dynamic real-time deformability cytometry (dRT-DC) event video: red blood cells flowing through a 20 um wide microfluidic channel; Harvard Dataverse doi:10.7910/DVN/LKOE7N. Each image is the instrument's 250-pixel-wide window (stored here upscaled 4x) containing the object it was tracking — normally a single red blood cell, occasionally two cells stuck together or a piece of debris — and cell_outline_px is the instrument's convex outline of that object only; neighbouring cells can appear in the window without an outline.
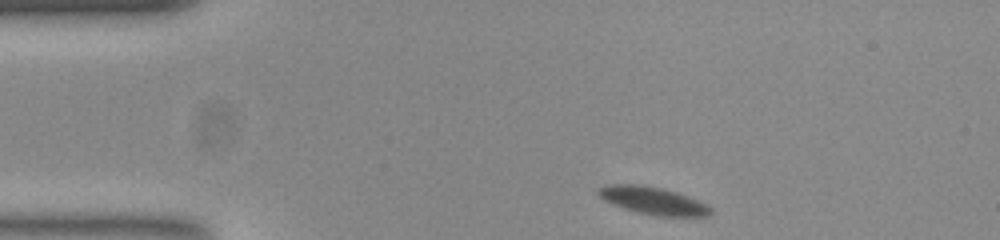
{"species": "common noctule bat (a hibernating species)", "species_latin": "Nyctalus noctula", "temperature_condition": "room temperature", "stored_images_in_passage": 47, "camera_frame_rate_fps": 3000, "um_per_image_px": 0.085, "animal": {"sex": "female", "body_mass_g": 23.0, "forearm_length_mm": 53.4}, "frame": {"image": 1, "passage_image": 1, "time_ms": 0.0, "image_size_px": [1000, 240], "cell_outline_px": [[712, 212], [704, 216], [664, 216], [640, 212], [616, 204], [600, 196], [600, 188], [616, 184], [632, 184], [656, 188], [672, 192], [684, 196], [704, 204]], "centroid_in_image_um": [55.53, 17.07], "position_along_channel_um": 29.5, "area_um2": 16.36}}
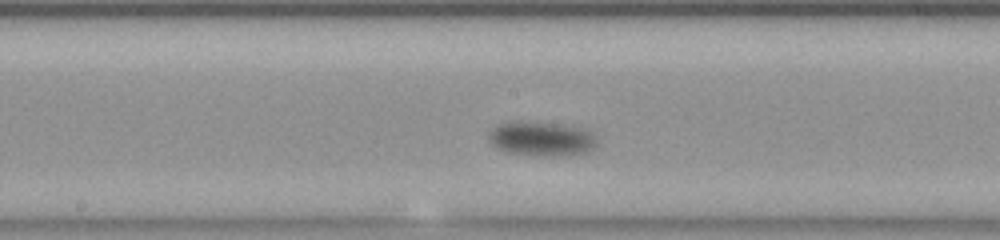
{"frame": {"image": 2, "passage_image": 20, "time_ms": 6.333, "image_size_px": [1000, 240], "cell_outline_px": [[596, 144], [592, 148], [584, 152], [564, 156], [544, 156], [508, 152], [492, 144], [488, 136], [488, 132], [492, 128], [500, 124], [548, 124], [580, 128], [592, 132], [596, 140]], "centroid_in_image_um": [46.05, 11.85], "position_along_channel_um": 202.2, "area_um2": 20.52}}
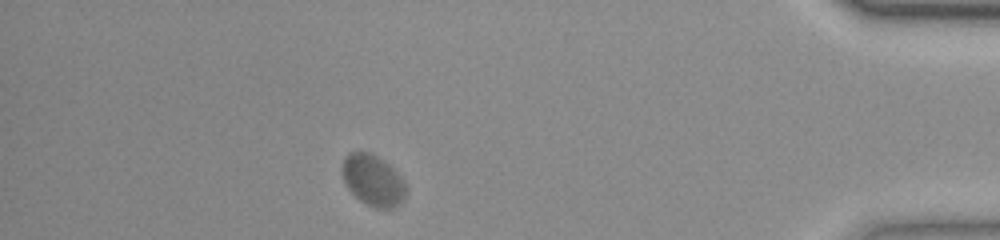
{"frame": {"image": 3, "passage_image": 41, "time_ms": 13.333, "image_size_px": [1000, 240], "cell_outline_px": [[404, 196], [400, 204], [392, 208], [376, 208], [360, 200], [348, 188], [344, 180], [344, 160], [352, 152], [368, 152], [388, 164], [396, 172], [404, 184]], "centroid_in_image_um": [31.71, 15.35], "position_along_channel_um": 403.5, "area_um2": 18.03}, "authors_computed_cell_mechanics": {"area_um2": 18.6694, "velocity_mm_per_s": 3.5947, "shape_relaxation_time_tau1_ms": 2.2541, "shape_relaxation_time_tau2_ms": null, "deformation_change_tau1": 0.1155, "deformation_change_tau2": null}}